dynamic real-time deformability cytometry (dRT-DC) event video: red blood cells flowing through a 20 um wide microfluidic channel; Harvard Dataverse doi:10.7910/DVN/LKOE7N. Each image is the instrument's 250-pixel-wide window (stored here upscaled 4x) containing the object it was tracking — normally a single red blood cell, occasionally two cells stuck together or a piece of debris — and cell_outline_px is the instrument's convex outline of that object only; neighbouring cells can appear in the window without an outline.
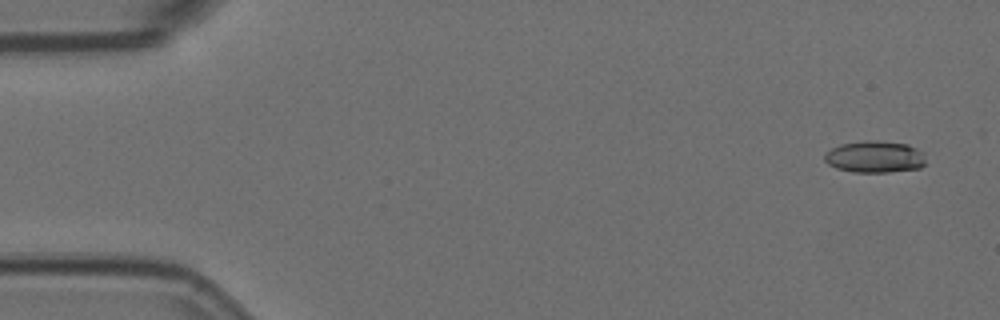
{"species": "Egyptian fruit bat (a non-hibernating species)", "species_latin": "Rousettus aegyptiacus", "temperature_condition": "room temperature", "stored_images_in_passage": 5, "camera_frame_rate_fps": 3000, "um_per_image_px": 0.085, "animal": {"sex": "female"}, "frame": {"image": 1, "passage_image": 1, "time_ms": 0.0, "image_size_px": [1000, 320], "cell_outline_px": [[924, 164], [920, 168], [888, 172], [856, 172], [836, 168], [828, 164], [824, 160], [824, 152], [840, 144], [864, 140], [880, 140], [908, 144], [924, 152]], "centroid_in_image_um": [74.34, 13.31], "position_along_channel_um": 10.7, "area_um2": 18.96}}
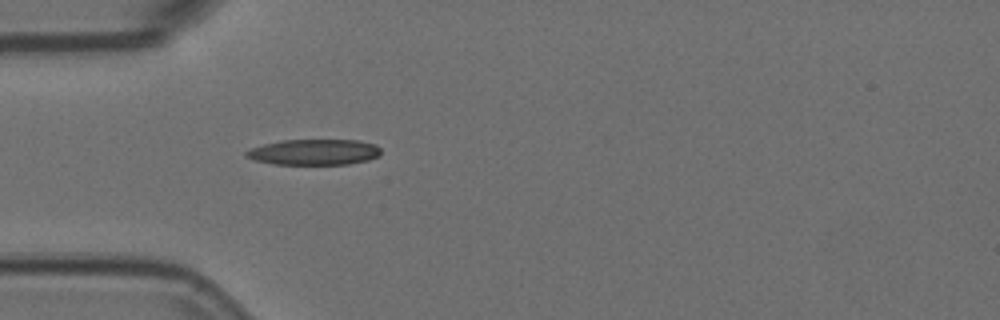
{"frame": {"image": 2, "passage_image": 5, "time_ms": 1.333, "image_size_px": [1000, 320], "cell_outline_px": [[380, 156], [368, 160], [348, 164], [276, 164], [256, 160], [244, 156], [244, 152], [252, 148], [264, 144], [280, 140], [360, 140], [376, 144], [380, 148]], "centroid_in_image_um": [26.73, 12.92], "position_along_channel_um": 58.3, "area_um2": 20.23}}